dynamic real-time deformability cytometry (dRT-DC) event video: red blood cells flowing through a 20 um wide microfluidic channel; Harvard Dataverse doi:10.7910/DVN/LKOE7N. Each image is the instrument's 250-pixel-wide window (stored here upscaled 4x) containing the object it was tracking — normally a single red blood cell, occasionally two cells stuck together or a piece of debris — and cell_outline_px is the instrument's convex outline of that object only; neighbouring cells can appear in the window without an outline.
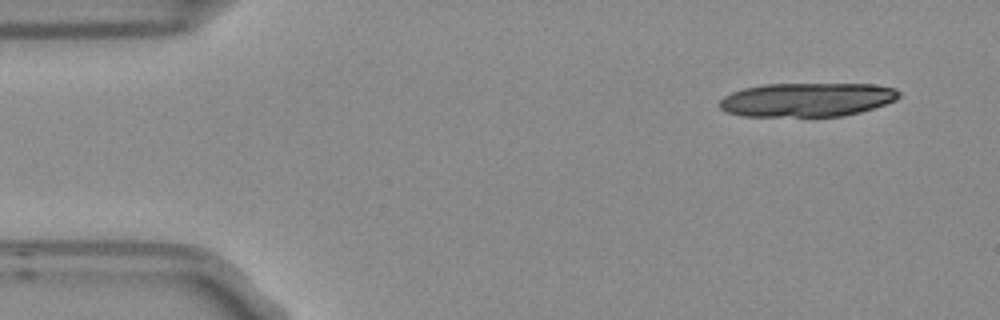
{"species": "Egyptian fruit bat (a non-hibernating species)", "species_latin": "Rousettus aegyptiacus", "temperature_condition": "room temperature", "stored_images_in_passage": 5, "camera_frame_rate_fps": 3000, "um_per_image_px": 0.085, "frame": {"image": 1, "passage_image": 1, "time_ms": 0.0, "image_size_px": [1000, 320], "cell_outline_px": [[900, 96], [896, 100], [860, 112], [844, 116], [740, 116], [728, 112], [720, 108], [720, 100], [724, 96], [732, 92], [744, 88], [764, 84], [876, 84], [896, 88], [900, 92]], "centroid_in_image_um": [68.61, 8.47], "position_along_channel_um": 16.4, "area_um2": 35.49}}